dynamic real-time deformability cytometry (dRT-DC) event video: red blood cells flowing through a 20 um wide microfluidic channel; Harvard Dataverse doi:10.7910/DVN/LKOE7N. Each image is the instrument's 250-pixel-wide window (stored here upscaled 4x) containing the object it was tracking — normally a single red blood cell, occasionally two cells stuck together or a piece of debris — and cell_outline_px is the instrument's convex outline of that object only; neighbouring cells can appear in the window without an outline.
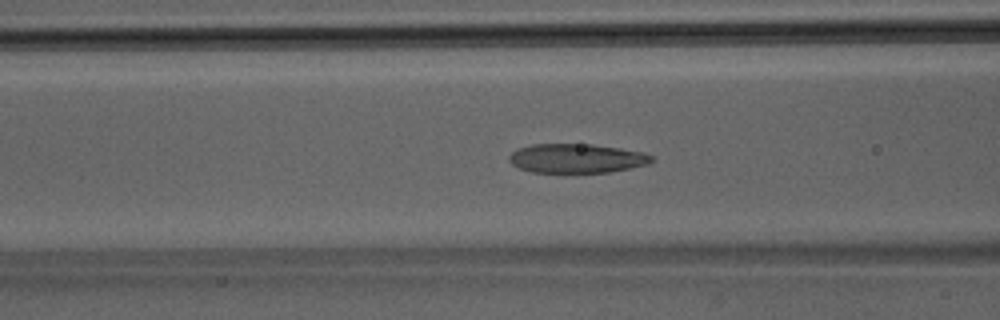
{"species": "Egyptian fruit bat (a non-hibernating species)", "species_latin": "Rousettus aegyptiacus", "temperature_condition": "room temperature", "stored_images_in_passage": 41, "camera_frame_rate_fps": 3000, "um_per_image_px": 0.085, "animal": {"sex": "male"}, "frame": {"image": 1, "passage_image": 16, "time_ms": 5.0, "image_size_px": [1000, 320], "cell_outline_px": [[652, 160], [648, 164], [608, 172], [532, 172], [520, 168], [512, 164], [508, 160], [508, 156], [516, 148], [532, 144], [592, 144], [620, 148], [644, 152], [652, 156]], "centroid_in_image_um": [48.97, 13.45], "position_along_channel_um": 117.6, "area_um2": 24.16}}
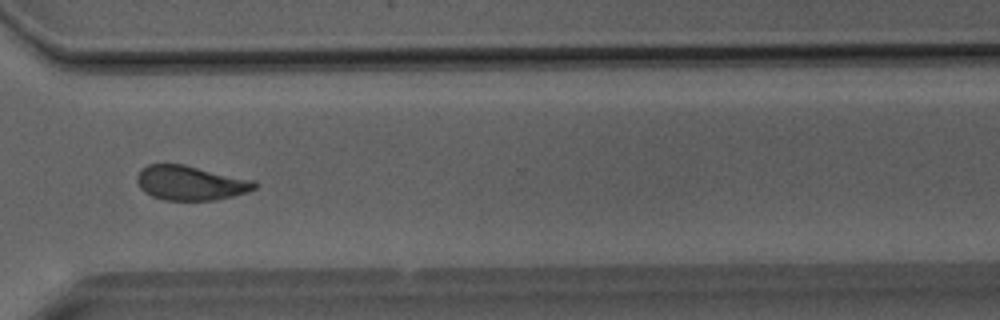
{"frame": {"image": 2, "passage_image": 30, "time_ms": 9.667, "image_size_px": [1000, 320], "cell_outline_px": [[256, 188], [248, 192], [216, 200], [164, 200], [152, 196], [144, 192], [140, 188], [136, 180], [136, 176], [140, 168], [148, 164], [184, 164], [256, 180]], "centroid_in_image_um": [16.18, 15.54], "position_along_channel_um": 354.4, "area_um2": 23.93}}
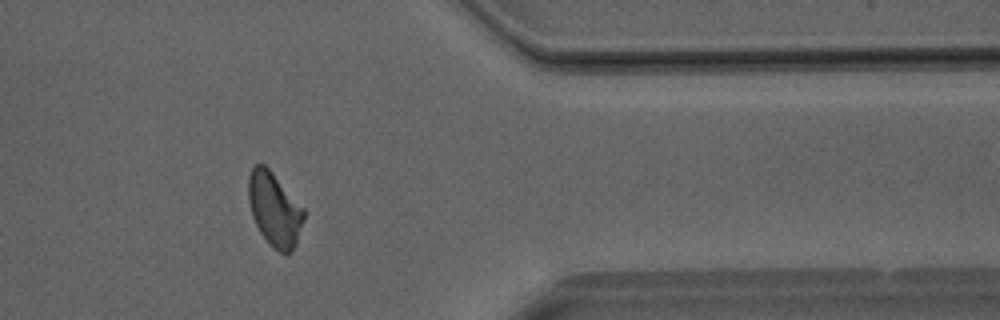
{"frame": {"image": 3, "passage_image": 33, "time_ms": 10.667, "image_size_px": [1000, 320], "cell_outline_px": [[304, 220], [296, 244], [292, 252], [288, 256], [284, 256], [268, 244], [260, 232], [252, 216], [248, 200], [248, 176], [252, 168], [256, 164], [264, 164], [272, 172], [304, 208]], "centroid_in_image_um": [23.33, 17.84], "position_along_channel_um": 388.1, "area_um2": 24.04}}